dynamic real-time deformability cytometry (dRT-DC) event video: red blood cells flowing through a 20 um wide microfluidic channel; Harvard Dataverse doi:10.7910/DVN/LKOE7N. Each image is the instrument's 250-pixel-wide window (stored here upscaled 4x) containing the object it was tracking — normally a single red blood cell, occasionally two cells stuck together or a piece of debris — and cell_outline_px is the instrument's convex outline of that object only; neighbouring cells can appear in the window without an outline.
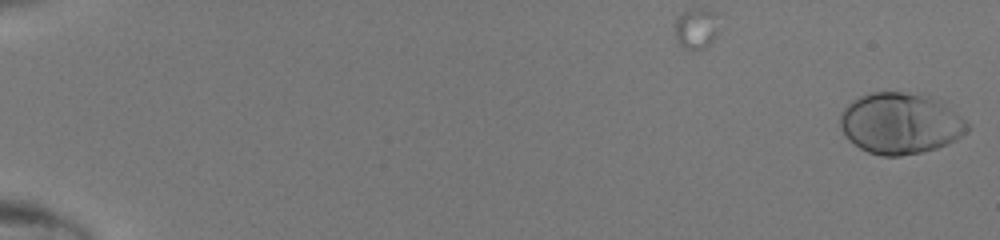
{"species": "human", "species_latin": "Homo sapiens", "temperature_condition": "room temperature", "stored_images_in_passage": 43, "camera_frame_rate_fps": 3000, "um_per_image_px": 0.085, "donor": {"sex": "male"}, "frame": {"image": 1, "passage_image": 1, "time_ms": 0.0, "image_size_px": [1000, 240], "cell_outline_px": [[972, 128], [968, 132], [956, 140], [948, 144], [936, 148], [920, 152], [900, 156], [880, 156], [868, 152], [860, 148], [848, 140], [840, 128], [840, 112], [852, 100], [868, 92], [900, 92], [936, 96], [968, 120]], "centroid_in_image_um": [76.58, 10.47], "position_along_channel_um": 8.4, "area_um2": 46.24}}
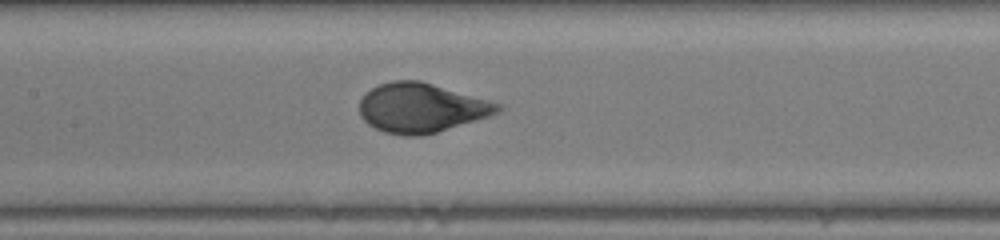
{"frame": {"image": 2, "passage_image": 26, "time_ms": 8.333, "image_size_px": [1000, 240], "cell_outline_px": [[504, 108], [500, 112], [488, 116], [436, 132], [420, 136], [404, 136], [384, 132], [368, 124], [360, 116], [360, 100], [372, 88], [380, 84], [392, 80], [420, 80], [504, 104]], "centroid_in_image_um": [35.83, 9.16], "position_along_channel_um": 171.6, "area_um2": 39.71}}
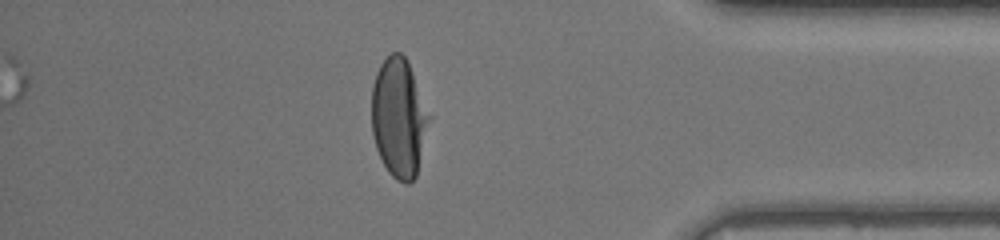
{"frame": {"image": 3, "passage_image": 43, "time_ms": 14.0, "image_size_px": [1000, 240], "cell_outline_px": [[432, 116], [416, 176], [408, 184], [404, 184], [396, 180], [388, 172], [376, 148], [372, 132], [372, 84], [376, 72], [380, 64], [392, 52], [400, 52], [408, 60]], "centroid_in_image_um": [33.93, 10.0], "position_along_channel_um": 401.3, "area_um2": 40.46}}